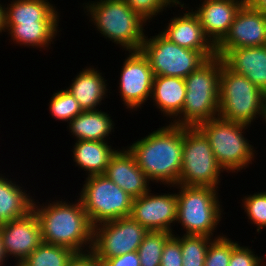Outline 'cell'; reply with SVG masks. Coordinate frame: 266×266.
Masks as SVG:
<instances>
[{"mask_svg":"<svg viewBox=\"0 0 266 266\" xmlns=\"http://www.w3.org/2000/svg\"><path fill=\"white\" fill-rule=\"evenodd\" d=\"M151 182L178 185L182 169L183 126L169 123L127 146Z\"/></svg>","mask_w":266,"mask_h":266,"instance_id":"cell-1","label":"cell"},{"mask_svg":"<svg viewBox=\"0 0 266 266\" xmlns=\"http://www.w3.org/2000/svg\"><path fill=\"white\" fill-rule=\"evenodd\" d=\"M62 200L49 201L45 205L33 200L32 211L41 227L43 242L67 247L73 252L91 250L93 225L82 201L79 199L70 203Z\"/></svg>","mask_w":266,"mask_h":266,"instance_id":"cell-2","label":"cell"},{"mask_svg":"<svg viewBox=\"0 0 266 266\" xmlns=\"http://www.w3.org/2000/svg\"><path fill=\"white\" fill-rule=\"evenodd\" d=\"M222 66V58L215 55L184 78L186 84L184 106L181 114L169 123L197 127L202 122L218 117Z\"/></svg>","mask_w":266,"mask_h":266,"instance_id":"cell-3","label":"cell"},{"mask_svg":"<svg viewBox=\"0 0 266 266\" xmlns=\"http://www.w3.org/2000/svg\"><path fill=\"white\" fill-rule=\"evenodd\" d=\"M84 4V13L88 12L86 15L101 35L125 51H140L147 35L144 34L147 21L124 0H96Z\"/></svg>","mask_w":266,"mask_h":266,"instance_id":"cell-4","label":"cell"},{"mask_svg":"<svg viewBox=\"0 0 266 266\" xmlns=\"http://www.w3.org/2000/svg\"><path fill=\"white\" fill-rule=\"evenodd\" d=\"M218 116L250 126L258 117L266 123V94L244 75L230 70L224 62L219 82Z\"/></svg>","mask_w":266,"mask_h":266,"instance_id":"cell-5","label":"cell"},{"mask_svg":"<svg viewBox=\"0 0 266 266\" xmlns=\"http://www.w3.org/2000/svg\"><path fill=\"white\" fill-rule=\"evenodd\" d=\"M250 125L221 117L200 123L197 128L209 140L216 160L227 173H238L253 164L255 149L244 137ZM243 133V134H242Z\"/></svg>","mask_w":266,"mask_h":266,"instance_id":"cell-6","label":"cell"},{"mask_svg":"<svg viewBox=\"0 0 266 266\" xmlns=\"http://www.w3.org/2000/svg\"><path fill=\"white\" fill-rule=\"evenodd\" d=\"M175 186L179 189V192L176 193V223H181L186 231L185 235H205L213 238V233L220 223L224 211L219 202V188Z\"/></svg>","mask_w":266,"mask_h":266,"instance_id":"cell-7","label":"cell"},{"mask_svg":"<svg viewBox=\"0 0 266 266\" xmlns=\"http://www.w3.org/2000/svg\"><path fill=\"white\" fill-rule=\"evenodd\" d=\"M223 171L205 135L197 127L183 126L182 169L178 185L217 189Z\"/></svg>","mask_w":266,"mask_h":266,"instance_id":"cell-8","label":"cell"},{"mask_svg":"<svg viewBox=\"0 0 266 266\" xmlns=\"http://www.w3.org/2000/svg\"><path fill=\"white\" fill-rule=\"evenodd\" d=\"M84 182L77 199L93 226L130 216L134 198L105 175L87 176Z\"/></svg>","mask_w":266,"mask_h":266,"instance_id":"cell-9","label":"cell"},{"mask_svg":"<svg viewBox=\"0 0 266 266\" xmlns=\"http://www.w3.org/2000/svg\"><path fill=\"white\" fill-rule=\"evenodd\" d=\"M140 51L148 59L154 76L186 78L208 59L202 51L181 47L160 32L150 38L145 36Z\"/></svg>","mask_w":266,"mask_h":266,"instance_id":"cell-10","label":"cell"},{"mask_svg":"<svg viewBox=\"0 0 266 266\" xmlns=\"http://www.w3.org/2000/svg\"><path fill=\"white\" fill-rule=\"evenodd\" d=\"M148 230L131 216L93 226L91 250L98 259L137 251Z\"/></svg>","mask_w":266,"mask_h":266,"instance_id":"cell-11","label":"cell"},{"mask_svg":"<svg viewBox=\"0 0 266 266\" xmlns=\"http://www.w3.org/2000/svg\"><path fill=\"white\" fill-rule=\"evenodd\" d=\"M121 66L119 92L126 109L138 110L151 97L154 73L141 51H129Z\"/></svg>","mask_w":266,"mask_h":266,"instance_id":"cell-12","label":"cell"},{"mask_svg":"<svg viewBox=\"0 0 266 266\" xmlns=\"http://www.w3.org/2000/svg\"><path fill=\"white\" fill-rule=\"evenodd\" d=\"M150 192L151 190L133 199L130 216L148 231H165L174 234L171 227L177 219L176 193L157 195Z\"/></svg>","mask_w":266,"mask_h":266,"instance_id":"cell-13","label":"cell"},{"mask_svg":"<svg viewBox=\"0 0 266 266\" xmlns=\"http://www.w3.org/2000/svg\"><path fill=\"white\" fill-rule=\"evenodd\" d=\"M0 236L7 260L22 262L42 242L41 227L33 211L26 216L0 225Z\"/></svg>","mask_w":266,"mask_h":266,"instance_id":"cell-14","label":"cell"},{"mask_svg":"<svg viewBox=\"0 0 266 266\" xmlns=\"http://www.w3.org/2000/svg\"><path fill=\"white\" fill-rule=\"evenodd\" d=\"M263 45H266V15L251 9L245 3L224 39L216 46V50Z\"/></svg>","mask_w":266,"mask_h":266,"instance_id":"cell-15","label":"cell"},{"mask_svg":"<svg viewBox=\"0 0 266 266\" xmlns=\"http://www.w3.org/2000/svg\"><path fill=\"white\" fill-rule=\"evenodd\" d=\"M245 0H203L193 11L205 35L216 47L226 36Z\"/></svg>","mask_w":266,"mask_h":266,"instance_id":"cell-16","label":"cell"},{"mask_svg":"<svg viewBox=\"0 0 266 266\" xmlns=\"http://www.w3.org/2000/svg\"><path fill=\"white\" fill-rule=\"evenodd\" d=\"M183 13V15H182ZM167 23L166 29L160 33L169 41L196 51H202L208 58L216 55V47L211 43L204 33L200 20L193 12V9L182 11Z\"/></svg>","mask_w":266,"mask_h":266,"instance_id":"cell-17","label":"cell"},{"mask_svg":"<svg viewBox=\"0 0 266 266\" xmlns=\"http://www.w3.org/2000/svg\"><path fill=\"white\" fill-rule=\"evenodd\" d=\"M118 150L111 156L104 175L133 198L148 193L150 181L138 167L133 154L127 147Z\"/></svg>","mask_w":266,"mask_h":266,"instance_id":"cell-18","label":"cell"},{"mask_svg":"<svg viewBox=\"0 0 266 266\" xmlns=\"http://www.w3.org/2000/svg\"><path fill=\"white\" fill-rule=\"evenodd\" d=\"M216 55L230 70L244 75L266 94V45L216 50Z\"/></svg>","mask_w":266,"mask_h":266,"instance_id":"cell-19","label":"cell"},{"mask_svg":"<svg viewBox=\"0 0 266 266\" xmlns=\"http://www.w3.org/2000/svg\"><path fill=\"white\" fill-rule=\"evenodd\" d=\"M77 74L66 88L78 101L83 111H94L108 95L107 84L102 72L94 67H86Z\"/></svg>","mask_w":266,"mask_h":266,"instance_id":"cell-20","label":"cell"},{"mask_svg":"<svg viewBox=\"0 0 266 266\" xmlns=\"http://www.w3.org/2000/svg\"><path fill=\"white\" fill-rule=\"evenodd\" d=\"M186 95L184 78L154 76L151 97L153 105L160 109L163 116L174 121L182 112Z\"/></svg>","mask_w":266,"mask_h":266,"instance_id":"cell-21","label":"cell"},{"mask_svg":"<svg viewBox=\"0 0 266 266\" xmlns=\"http://www.w3.org/2000/svg\"><path fill=\"white\" fill-rule=\"evenodd\" d=\"M107 141L78 140L73 147L75 165L89 176L104 175L111 156L117 151Z\"/></svg>","mask_w":266,"mask_h":266,"instance_id":"cell-22","label":"cell"},{"mask_svg":"<svg viewBox=\"0 0 266 266\" xmlns=\"http://www.w3.org/2000/svg\"><path fill=\"white\" fill-rule=\"evenodd\" d=\"M56 8L48 0H12L5 7V24L59 22Z\"/></svg>","mask_w":266,"mask_h":266,"instance_id":"cell-23","label":"cell"},{"mask_svg":"<svg viewBox=\"0 0 266 266\" xmlns=\"http://www.w3.org/2000/svg\"><path fill=\"white\" fill-rule=\"evenodd\" d=\"M5 177L0 173V225L26 216L35 200L27 190Z\"/></svg>","mask_w":266,"mask_h":266,"instance_id":"cell-24","label":"cell"},{"mask_svg":"<svg viewBox=\"0 0 266 266\" xmlns=\"http://www.w3.org/2000/svg\"><path fill=\"white\" fill-rule=\"evenodd\" d=\"M69 132L76 141H107L106 137L114 131V121L104 111H83L69 122Z\"/></svg>","mask_w":266,"mask_h":266,"instance_id":"cell-25","label":"cell"},{"mask_svg":"<svg viewBox=\"0 0 266 266\" xmlns=\"http://www.w3.org/2000/svg\"><path fill=\"white\" fill-rule=\"evenodd\" d=\"M59 22H35L28 24H5L11 40L19 45L48 48L57 36Z\"/></svg>","mask_w":266,"mask_h":266,"instance_id":"cell-26","label":"cell"},{"mask_svg":"<svg viewBox=\"0 0 266 266\" xmlns=\"http://www.w3.org/2000/svg\"><path fill=\"white\" fill-rule=\"evenodd\" d=\"M73 253L67 247L42 242L22 262L27 266H66Z\"/></svg>","mask_w":266,"mask_h":266,"instance_id":"cell-27","label":"cell"},{"mask_svg":"<svg viewBox=\"0 0 266 266\" xmlns=\"http://www.w3.org/2000/svg\"><path fill=\"white\" fill-rule=\"evenodd\" d=\"M174 236L180 241L182 266H204L205 257L212 238L205 235Z\"/></svg>","mask_w":266,"mask_h":266,"instance_id":"cell-28","label":"cell"},{"mask_svg":"<svg viewBox=\"0 0 266 266\" xmlns=\"http://www.w3.org/2000/svg\"><path fill=\"white\" fill-rule=\"evenodd\" d=\"M173 233L148 231L137 252L141 266H160L163 247Z\"/></svg>","mask_w":266,"mask_h":266,"instance_id":"cell-29","label":"cell"},{"mask_svg":"<svg viewBox=\"0 0 266 266\" xmlns=\"http://www.w3.org/2000/svg\"><path fill=\"white\" fill-rule=\"evenodd\" d=\"M49 103V111L56 120L69 123L83 112L78 101L67 89L54 92Z\"/></svg>","mask_w":266,"mask_h":266,"instance_id":"cell-30","label":"cell"},{"mask_svg":"<svg viewBox=\"0 0 266 266\" xmlns=\"http://www.w3.org/2000/svg\"><path fill=\"white\" fill-rule=\"evenodd\" d=\"M237 244L226 235H215L208 245L204 266H228L232 249Z\"/></svg>","mask_w":266,"mask_h":266,"instance_id":"cell-31","label":"cell"},{"mask_svg":"<svg viewBox=\"0 0 266 266\" xmlns=\"http://www.w3.org/2000/svg\"><path fill=\"white\" fill-rule=\"evenodd\" d=\"M242 208L248 219L256 225L257 232L266 227V191L246 195L242 200Z\"/></svg>","mask_w":266,"mask_h":266,"instance_id":"cell-32","label":"cell"},{"mask_svg":"<svg viewBox=\"0 0 266 266\" xmlns=\"http://www.w3.org/2000/svg\"><path fill=\"white\" fill-rule=\"evenodd\" d=\"M129 7L137 14H139L147 22L154 19L164 9L172 7L184 8L185 4L181 0H124ZM179 5V6H178Z\"/></svg>","mask_w":266,"mask_h":266,"instance_id":"cell-33","label":"cell"},{"mask_svg":"<svg viewBox=\"0 0 266 266\" xmlns=\"http://www.w3.org/2000/svg\"><path fill=\"white\" fill-rule=\"evenodd\" d=\"M263 262L262 256L255 255L251 248L237 244L232 249L228 266H265Z\"/></svg>","mask_w":266,"mask_h":266,"instance_id":"cell-34","label":"cell"},{"mask_svg":"<svg viewBox=\"0 0 266 266\" xmlns=\"http://www.w3.org/2000/svg\"><path fill=\"white\" fill-rule=\"evenodd\" d=\"M182 261L180 241L173 234L163 247L160 266H182Z\"/></svg>","mask_w":266,"mask_h":266,"instance_id":"cell-35","label":"cell"},{"mask_svg":"<svg viewBox=\"0 0 266 266\" xmlns=\"http://www.w3.org/2000/svg\"><path fill=\"white\" fill-rule=\"evenodd\" d=\"M101 266H141L137 251L115 256L108 259H98Z\"/></svg>","mask_w":266,"mask_h":266,"instance_id":"cell-36","label":"cell"},{"mask_svg":"<svg viewBox=\"0 0 266 266\" xmlns=\"http://www.w3.org/2000/svg\"><path fill=\"white\" fill-rule=\"evenodd\" d=\"M66 266H101L100 261L92 250L74 252Z\"/></svg>","mask_w":266,"mask_h":266,"instance_id":"cell-37","label":"cell"},{"mask_svg":"<svg viewBox=\"0 0 266 266\" xmlns=\"http://www.w3.org/2000/svg\"><path fill=\"white\" fill-rule=\"evenodd\" d=\"M245 3L251 9L266 15V0H245Z\"/></svg>","mask_w":266,"mask_h":266,"instance_id":"cell-38","label":"cell"},{"mask_svg":"<svg viewBox=\"0 0 266 266\" xmlns=\"http://www.w3.org/2000/svg\"><path fill=\"white\" fill-rule=\"evenodd\" d=\"M0 3V34L6 32L5 28V6Z\"/></svg>","mask_w":266,"mask_h":266,"instance_id":"cell-39","label":"cell"},{"mask_svg":"<svg viewBox=\"0 0 266 266\" xmlns=\"http://www.w3.org/2000/svg\"><path fill=\"white\" fill-rule=\"evenodd\" d=\"M6 260H7V258H6L5 253H4L2 239L0 236V266H4L3 263L6 262Z\"/></svg>","mask_w":266,"mask_h":266,"instance_id":"cell-40","label":"cell"},{"mask_svg":"<svg viewBox=\"0 0 266 266\" xmlns=\"http://www.w3.org/2000/svg\"><path fill=\"white\" fill-rule=\"evenodd\" d=\"M15 264H16V265H14V266H27V265H25L23 262H17V261H16Z\"/></svg>","mask_w":266,"mask_h":266,"instance_id":"cell-41","label":"cell"}]
</instances>
